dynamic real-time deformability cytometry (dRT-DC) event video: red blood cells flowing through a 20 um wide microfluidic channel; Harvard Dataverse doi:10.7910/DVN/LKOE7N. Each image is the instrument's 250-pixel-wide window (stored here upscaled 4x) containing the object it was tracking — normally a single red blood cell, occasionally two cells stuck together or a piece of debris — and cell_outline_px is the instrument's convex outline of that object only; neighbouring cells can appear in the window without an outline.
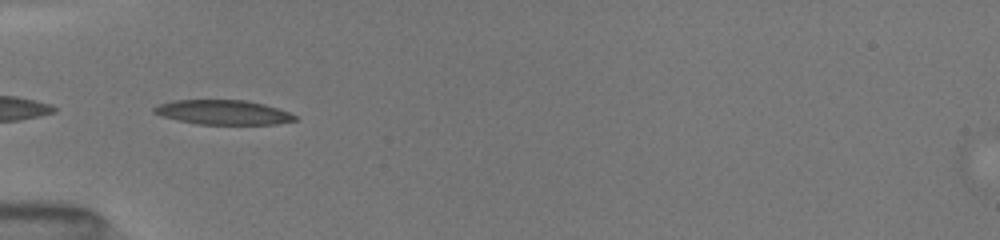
{"species": "common noctule bat (a hibernating species)", "species_latin": "Nyctalus noctula", "temperature_condition": "room temperature", "stored_images_in_passage": 17, "camera_frame_rate_fps": 3000, "um_per_image_px": 0.085, "animal": {"sex": "female", "body_mass_g": 19.5, "forearm_length_mm": 54.1}, "frame": {"image": 1, "passage_image": 6, "time_ms": 5.333, "image_size_px": [1000, 240], "cell_outline_px": [[296, 120], [276, 124], [196, 124], [160, 116], [152, 112], [152, 108], [160, 104], [176, 100], [244, 100], [264, 104], [288, 112], [296, 116]], "centroid_in_image_um": [18.92, 9.55], "position_along_channel_um": 66.1, "area_um2": 20.0}}
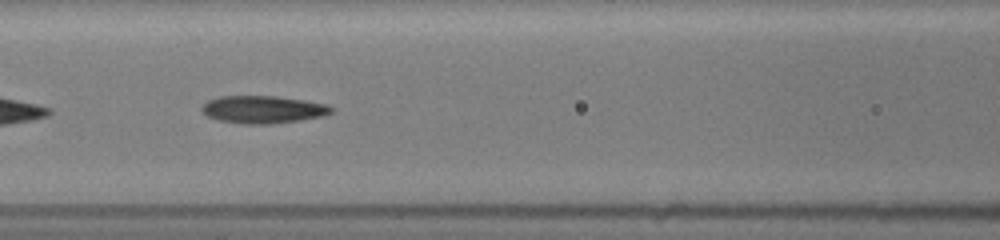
{"frame": {"image": 2, "passage_image": 8, "time_ms": 7.333, "image_size_px": [1000, 240], "cell_outline_px": [[332, 112], [324, 116], [300, 120], [272, 124], [244, 124], [220, 120], [208, 116], [200, 108], [208, 100], [220, 96], [276, 96], [304, 100], [324, 104], [332, 108]], "centroid_in_image_um": [22.35, 9.31], "position_along_channel_um": 144.3, "area_um2": 20.63}}
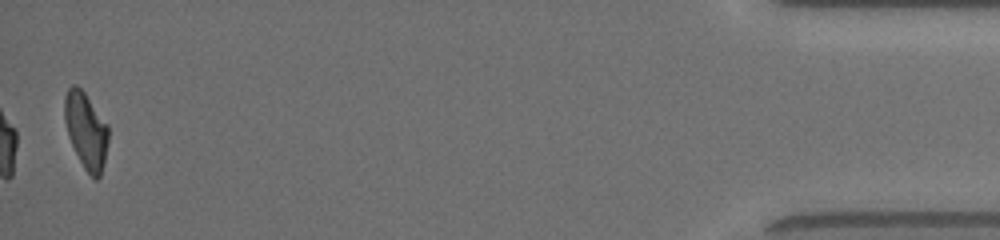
{"frame": {"image": 3, "passage_image": 17, "time_ms": 16.333, "image_size_px": [1000, 240], "cell_outline_px": [[108, 140], [104, 160], [100, 176], [96, 180], [84, 168], [68, 136], [64, 120], [64, 96], [68, 88], [72, 84], [76, 84], [84, 92], [108, 124]], "centroid_in_image_um": [7.29, 11.04], "position_along_channel_um": 427.9, "area_um2": 19.31}, "authors_computed_cell_mechanics": {"area_um2": 20.808, "velocity_mm_per_s": 4.0458, "shape_relaxation_time_tau1_ms": 6.0591, "shape_relaxation_time_tau2_ms": 3.8801, "deformation_change_tau1": 0.2197, "deformation_change_tau2": 0.1204}}